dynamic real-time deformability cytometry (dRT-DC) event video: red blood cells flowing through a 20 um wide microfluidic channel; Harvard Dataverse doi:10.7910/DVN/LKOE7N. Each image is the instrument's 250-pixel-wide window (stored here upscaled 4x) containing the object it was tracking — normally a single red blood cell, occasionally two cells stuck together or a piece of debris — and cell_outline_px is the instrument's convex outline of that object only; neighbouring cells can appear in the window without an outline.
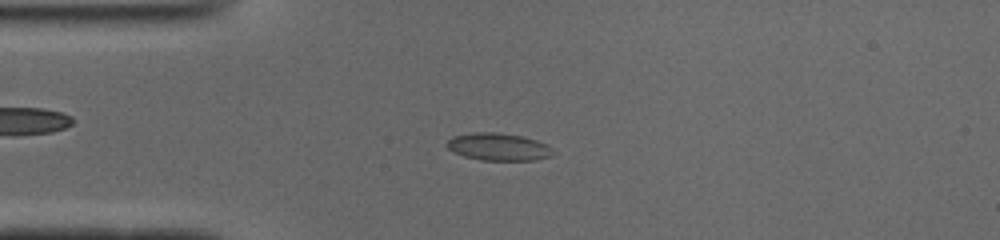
{"species": "common noctule bat (a hibernating species)", "species_latin": "Nyctalus noctula", "temperature_condition": "cold", "stored_images_in_passage": 49, "camera_frame_rate_fps": 3000, "um_per_image_px": 0.085, "animal": {"sex": "male", "body_mass_g": 19.0, "forearm_length_mm": 50.8}, "frame": {"image": 1, "passage_image": 11, "time_ms": 3.333, "image_size_px": [1000, 240], "cell_outline_px": [[552, 156], [536, 160], [480, 160], [464, 156], [448, 148], [444, 144], [452, 136], [472, 132], [496, 132], [524, 136], [548, 144], [552, 148]], "centroid_in_image_um": [42.37, 12.47], "position_along_channel_um": 42.6, "area_um2": 17.11}}
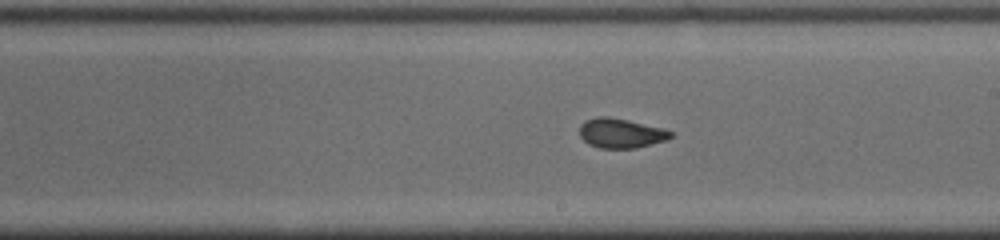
{"frame": {"image": 2, "passage_image": 27, "time_ms": 8.667, "image_size_px": [1000, 240], "cell_outline_px": [[676, 132], [668, 140], [636, 148], [600, 148], [588, 144], [580, 136], [580, 124], [584, 120], [596, 116], [608, 116], [628, 120], [664, 128]], "centroid_in_image_um": [52.8, 11.31], "position_along_channel_um": 236.2, "area_um2": 16.01}}
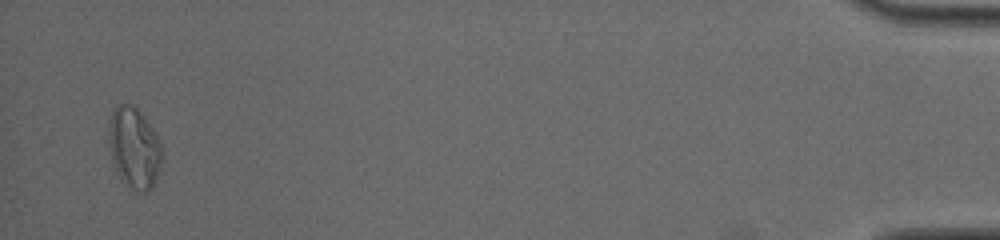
{"frame": {"image": 3, "passage_image": 48, "time_ms": 15.667, "image_size_px": [1000, 240], "cell_outline_px": [[164, 156], [156, 180], [152, 188], [148, 192], [136, 192], [124, 184], [112, 160], [108, 140], [108, 132], [112, 112], [116, 104], [132, 104], [144, 116], [160, 140], [164, 152]], "centroid_in_image_um": [11.44, 12.59], "position_along_channel_um": 423.8, "area_um2": 25.49}, "authors_computed_cell_mechanics": {"area_um2": 16.473, "velocity_mm_per_s": 3.941, "shape_relaxation_time_tau1_ms": 6.0636, "shape_relaxation_time_tau2_ms": 1.1789, "deformation_change_tau1": 0.1572, "deformation_change_tau2": 0.049}}